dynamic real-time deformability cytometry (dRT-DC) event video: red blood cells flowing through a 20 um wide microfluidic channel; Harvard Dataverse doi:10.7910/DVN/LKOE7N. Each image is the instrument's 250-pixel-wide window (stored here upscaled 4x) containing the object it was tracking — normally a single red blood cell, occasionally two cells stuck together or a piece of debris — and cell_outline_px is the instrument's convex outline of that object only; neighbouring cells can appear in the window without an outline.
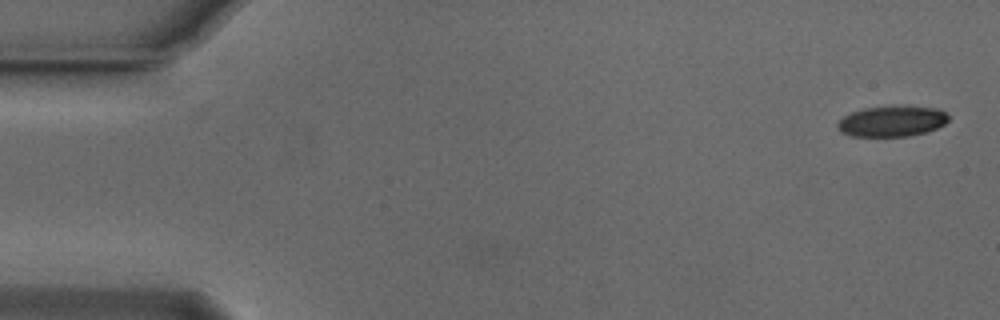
{"species": "Egyptian fruit bat (a non-hibernating species)", "species_latin": "Rousettus aegyptiacus", "temperature_condition": "cold", "stored_images_in_passage": 2, "camera_frame_rate_fps": 3000, "um_per_image_px": 0.085, "animal": {"sex": "male"}, "frame": {"image": 1, "passage_image": 1, "time_ms": 0.0, "image_size_px": [1000, 320], "cell_outline_px": [[948, 120], [944, 124], [928, 132], [908, 136], [852, 136], [840, 132], [836, 128], [836, 124], [844, 116], [852, 112], [864, 108], [936, 108], [944, 112], [948, 116]], "centroid_in_image_um": [75.77, 10.35], "position_along_channel_um": 9.2, "area_um2": 19.19}}